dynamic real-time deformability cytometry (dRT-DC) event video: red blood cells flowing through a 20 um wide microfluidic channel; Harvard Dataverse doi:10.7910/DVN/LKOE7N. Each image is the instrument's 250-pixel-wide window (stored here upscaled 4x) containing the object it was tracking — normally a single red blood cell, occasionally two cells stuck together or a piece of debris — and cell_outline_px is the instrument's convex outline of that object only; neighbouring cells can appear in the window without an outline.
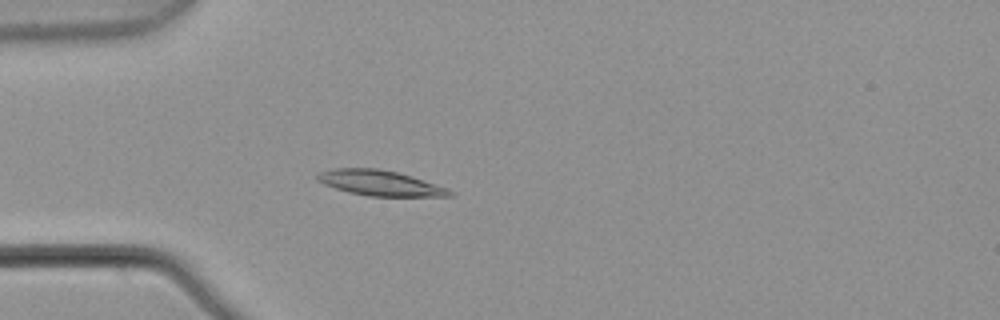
{"species": "common noctule bat (a hibernating species)", "species_latin": "Nyctalus noctula", "temperature_condition": "warm", "stored_images_in_passage": 3, "camera_frame_rate_fps": 3000, "um_per_image_px": 0.085, "animal": {"sex": "male", "body_mass_g": 21.5, "forearm_length_mm": 52.0}, "frame": {"image": 1, "passage_image": 3, "time_ms": 0.667, "image_size_px": [1000, 320], "cell_outline_px": [[456, 192], [452, 196], [368, 196], [348, 192], [324, 184], [316, 180], [316, 176], [320, 172], [336, 168], [376, 168], [396, 172], [412, 176], [448, 188]], "centroid_in_image_um": [32.33, 15.56], "position_along_channel_um": 52.7, "area_um2": 19.48}}